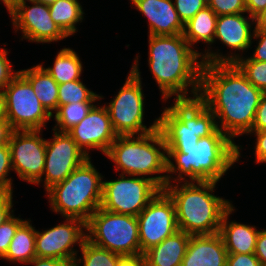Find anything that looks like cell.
<instances>
[{
  "instance_id": "23",
  "label": "cell",
  "mask_w": 266,
  "mask_h": 266,
  "mask_svg": "<svg viewBox=\"0 0 266 266\" xmlns=\"http://www.w3.org/2000/svg\"><path fill=\"white\" fill-rule=\"evenodd\" d=\"M205 52L201 54V61L204 65L234 63L253 86L266 92V62L251 60L249 57L246 59L233 52L228 56L213 52L211 49H207Z\"/></svg>"
},
{
  "instance_id": "33",
  "label": "cell",
  "mask_w": 266,
  "mask_h": 266,
  "mask_svg": "<svg viewBox=\"0 0 266 266\" xmlns=\"http://www.w3.org/2000/svg\"><path fill=\"white\" fill-rule=\"evenodd\" d=\"M24 221L25 220L12 215L8 220L0 225V258H3L6 255L17 228Z\"/></svg>"
},
{
  "instance_id": "2",
  "label": "cell",
  "mask_w": 266,
  "mask_h": 266,
  "mask_svg": "<svg viewBox=\"0 0 266 266\" xmlns=\"http://www.w3.org/2000/svg\"><path fill=\"white\" fill-rule=\"evenodd\" d=\"M148 65L164 100L199 97L203 62L201 52L193 50L183 34L149 35ZM199 60V61H198ZM191 87L192 97H188Z\"/></svg>"
},
{
  "instance_id": "14",
  "label": "cell",
  "mask_w": 266,
  "mask_h": 266,
  "mask_svg": "<svg viewBox=\"0 0 266 266\" xmlns=\"http://www.w3.org/2000/svg\"><path fill=\"white\" fill-rule=\"evenodd\" d=\"M65 219L63 224L43 232L36 230V257L61 259L73 265L78 254L73 247L78 244L80 248L87 239L86 223L77 218Z\"/></svg>"
},
{
  "instance_id": "30",
  "label": "cell",
  "mask_w": 266,
  "mask_h": 266,
  "mask_svg": "<svg viewBox=\"0 0 266 266\" xmlns=\"http://www.w3.org/2000/svg\"><path fill=\"white\" fill-rule=\"evenodd\" d=\"M82 256L75 259L72 266H117L118 260L122 257L119 254L92 244L87 239L80 247Z\"/></svg>"
},
{
  "instance_id": "40",
  "label": "cell",
  "mask_w": 266,
  "mask_h": 266,
  "mask_svg": "<svg viewBox=\"0 0 266 266\" xmlns=\"http://www.w3.org/2000/svg\"><path fill=\"white\" fill-rule=\"evenodd\" d=\"M266 130V92L261 96L251 131Z\"/></svg>"
},
{
  "instance_id": "16",
  "label": "cell",
  "mask_w": 266,
  "mask_h": 266,
  "mask_svg": "<svg viewBox=\"0 0 266 266\" xmlns=\"http://www.w3.org/2000/svg\"><path fill=\"white\" fill-rule=\"evenodd\" d=\"M53 131L52 140H46L43 171L46 192L64 181L77 167L90 158L67 132Z\"/></svg>"
},
{
  "instance_id": "46",
  "label": "cell",
  "mask_w": 266,
  "mask_h": 266,
  "mask_svg": "<svg viewBox=\"0 0 266 266\" xmlns=\"http://www.w3.org/2000/svg\"><path fill=\"white\" fill-rule=\"evenodd\" d=\"M246 10L250 16L255 17L266 9V0H244Z\"/></svg>"
},
{
  "instance_id": "29",
  "label": "cell",
  "mask_w": 266,
  "mask_h": 266,
  "mask_svg": "<svg viewBox=\"0 0 266 266\" xmlns=\"http://www.w3.org/2000/svg\"><path fill=\"white\" fill-rule=\"evenodd\" d=\"M93 106V102H79L60 106L54 113L55 115H52L56 121L53 130L68 132L87 116Z\"/></svg>"
},
{
  "instance_id": "44",
  "label": "cell",
  "mask_w": 266,
  "mask_h": 266,
  "mask_svg": "<svg viewBox=\"0 0 266 266\" xmlns=\"http://www.w3.org/2000/svg\"><path fill=\"white\" fill-rule=\"evenodd\" d=\"M13 131L14 129L5 117L0 120V147L9 144Z\"/></svg>"
},
{
  "instance_id": "42",
  "label": "cell",
  "mask_w": 266,
  "mask_h": 266,
  "mask_svg": "<svg viewBox=\"0 0 266 266\" xmlns=\"http://www.w3.org/2000/svg\"><path fill=\"white\" fill-rule=\"evenodd\" d=\"M255 256L262 266H266V229L260 230L256 239Z\"/></svg>"
},
{
  "instance_id": "25",
  "label": "cell",
  "mask_w": 266,
  "mask_h": 266,
  "mask_svg": "<svg viewBox=\"0 0 266 266\" xmlns=\"http://www.w3.org/2000/svg\"><path fill=\"white\" fill-rule=\"evenodd\" d=\"M217 18V14L206 6L184 24L183 36L191 47L199 41L208 45L214 43Z\"/></svg>"
},
{
  "instance_id": "3",
  "label": "cell",
  "mask_w": 266,
  "mask_h": 266,
  "mask_svg": "<svg viewBox=\"0 0 266 266\" xmlns=\"http://www.w3.org/2000/svg\"><path fill=\"white\" fill-rule=\"evenodd\" d=\"M239 145H236L225 133L217 129L213 134L200 138L197 146L191 148H166L167 182L173 181H217L238 162ZM172 158V159H171ZM171 160L175 161L172 162ZM178 176L173 178L170 174ZM189 179H185V177ZM173 178V179H172ZM171 179V180H170ZM183 180V181H182Z\"/></svg>"
},
{
  "instance_id": "27",
  "label": "cell",
  "mask_w": 266,
  "mask_h": 266,
  "mask_svg": "<svg viewBox=\"0 0 266 266\" xmlns=\"http://www.w3.org/2000/svg\"><path fill=\"white\" fill-rule=\"evenodd\" d=\"M51 19L69 37L77 31L76 24L83 20V8L78 0H56L48 5Z\"/></svg>"
},
{
  "instance_id": "26",
  "label": "cell",
  "mask_w": 266,
  "mask_h": 266,
  "mask_svg": "<svg viewBox=\"0 0 266 266\" xmlns=\"http://www.w3.org/2000/svg\"><path fill=\"white\" fill-rule=\"evenodd\" d=\"M35 227L25 220L16 230L11 240L9 249L3 259L12 263L19 262L22 264L30 262L36 257L35 252Z\"/></svg>"
},
{
  "instance_id": "15",
  "label": "cell",
  "mask_w": 266,
  "mask_h": 266,
  "mask_svg": "<svg viewBox=\"0 0 266 266\" xmlns=\"http://www.w3.org/2000/svg\"><path fill=\"white\" fill-rule=\"evenodd\" d=\"M27 1L33 5H27ZM8 12L15 30L22 31V39L51 43L68 37L51 19L49 6L42 2L18 0Z\"/></svg>"
},
{
  "instance_id": "6",
  "label": "cell",
  "mask_w": 266,
  "mask_h": 266,
  "mask_svg": "<svg viewBox=\"0 0 266 266\" xmlns=\"http://www.w3.org/2000/svg\"><path fill=\"white\" fill-rule=\"evenodd\" d=\"M90 159L46 192L53 212L62 214L64 218H77L87 223L101 206L103 176Z\"/></svg>"
},
{
  "instance_id": "41",
  "label": "cell",
  "mask_w": 266,
  "mask_h": 266,
  "mask_svg": "<svg viewBox=\"0 0 266 266\" xmlns=\"http://www.w3.org/2000/svg\"><path fill=\"white\" fill-rule=\"evenodd\" d=\"M13 193H0V225L8 220L13 214Z\"/></svg>"
},
{
  "instance_id": "10",
  "label": "cell",
  "mask_w": 266,
  "mask_h": 266,
  "mask_svg": "<svg viewBox=\"0 0 266 266\" xmlns=\"http://www.w3.org/2000/svg\"><path fill=\"white\" fill-rule=\"evenodd\" d=\"M2 94L4 117L14 130H41L52 116L44 109L31 84L18 74Z\"/></svg>"
},
{
  "instance_id": "22",
  "label": "cell",
  "mask_w": 266,
  "mask_h": 266,
  "mask_svg": "<svg viewBox=\"0 0 266 266\" xmlns=\"http://www.w3.org/2000/svg\"><path fill=\"white\" fill-rule=\"evenodd\" d=\"M189 234L178 230L160 244L143 253L147 266H181L190 240Z\"/></svg>"
},
{
  "instance_id": "24",
  "label": "cell",
  "mask_w": 266,
  "mask_h": 266,
  "mask_svg": "<svg viewBox=\"0 0 266 266\" xmlns=\"http://www.w3.org/2000/svg\"><path fill=\"white\" fill-rule=\"evenodd\" d=\"M18 72L31 84L41 105L52 116V111L58 110L59 84L42 64Z\"/></svg>"
},
{
  "instance_id": "45",
  "label": "cell",
  "mask_w": 266,
  "mask_h": 266,
  "mask_svg": "<svg viewBox=\"0 0 266 266\" xmlns=\"http://www.w3.org/2000/svg\"><path fill=\"white\" fill-rule=\"evenodd\" d=\"M117 266H147L143 254L134 256H122L117 263Z\"/></svg>"
},
{
  "instance_id": "7",
  "label": "cell",
  "mask_w": 266,
  "mask_h": 266,
  "mask_svg": "<svg viewBox=\"0 0 266 266\" xmlns=\"http://www.w3.org/2000/svg\"><path fill=\"white\" fill-rule=\"evenodd\" d=\"M166 148H191L200 138L213 134L217 129L214 114L199 98L174 99L170 107L158 118Z\"/></svg>"
},
{
  "instance_id": "4",
  "label": "cell",
  "mask_w": 266,
  "mask_h": 266,
  "mask_svg": "<svg viewBox=\"0 0 266 266\" xmlns=\"http://www.w3.org/2000/svg\"><path fill=\"white\" fill-rule=\"evenodd\" d=\"M179 184H166L163 189L174 202L178 229L189 235L219 233L222 217L232 204L212 194L217 181Z\"/></svg>"
},
{
  "instance_id": "1",
  "label": "cell",
  "mask_w": 266,
  "mask_h": 266,
  "mask_svg": "<svg viewBox=\"0 0 266 266\" xmlns=\"http://www.w3.org/2000/svg\"><path fill=\"white\" fill-rule=\"evenodd\" d=\"M263 93L234 63L203 65L199 98L218 120V129L232 141L251 132Z\"/></svg>"
},
{
  "instance_id": "18",
  "label": "cell",
  "mask_w": 266,
  "mask_h": 266,
  "mask_svg": "<svg viewBox=\"0 0 266 266\" xmlns=\"http://www.w3.org/2000/svg\"><path fill=\"white\" fill-rule=\"evenodd\" d=\"M149 22V35L183 34L180 21L172 0H130Z\"/></svg>"
},
{
  "instance_id": "28",
  "label": "cell",
  "mask_w": 266,
  "mask_h": 266,
  "mask_svg": "<svg viewBox=\"0 0 266 266\" xmlns=\"http://www.w3.org/2000/svg\"><path fill=\"white\" fill-rule=\"evenodd\" d=\"M59 85L62 83L80 80L82 62L73 49L63 48L58 52L52 67H43Z\"/></svg>"
},
{
  "instance_id": "9",
  "label": "cell",
  "mask_w": 266,
  "mask_h": 266,
  "mask_svg": "<svg viewBox=\"0 0 266 266\" xmlns=\"http://www.w3.org/2000/svg\"><path fill=\"white\" fill-rule=\"evenodd\" d=\"M138 55L118 94L105 106L118 136L144 135L158 129V118L147 128L144 120V94Z\"/></svg>"
},
{
  "instance_id": "8",
  "label": "cell",
  "mask_w": 266,
  "mask_h": 266,
  "mask_svg": "<svg viewBox=\"0 0 266 266\" xmlns=\"http://www.w3.org/2000/svg\"><path fill=\"white\" fill-rule=\"evenodd\" d=\"M87 240L121 256L141 254L136 216L98 208L86 223Z\"/></svg>"
},
{
  "instance_id": "50",
  "label": "cell",
  "mask_w": 266,
  "mask_h": 266,
  "mask_svg": "<svg viewBox=\"0 0 266 266\" xmlns=\"http://www.w3.org/2000/svg\"><path fill=\"white\" fill-rule=\"evenodd\" d=\"M32 1L42 2L46 5H50V4L54 3L56 0H32Z\"/></svg>"
},
{
  "instance_id": "37",
  "label": "cell",
  "mask_w": 266,
  "mask_h": 266,
  "mask_svg": "<svg viewBox=\"0 0 266 266\" xmlns=\"http://www.w3.org/2000/svg\"><path fill=\"white\" fill-rule=\"evenodd\" d=\"M226 266H262L254 253H228Z\"/></svg>"
},
{
  "instance_id": "17",
  "label": "cell",
  "mask_w": 266,
  "mask_h": 266,
  "mask_svg": "<svg viewBox=\"0 0 266 266\" xmlns=\"http://www.w3.org/2000/svg\"><path fill=\"white\" fill-rule=\"evenodd\" d=\"M67 133L89 157V149H98L106 154L118 136L114 132L105 105H94L87 116Z\"/></svg>"
},
{
  "instance_id": "43",
  "label": "cell",
  "mask_w": 266,
  "mask_h": 266,
  "mask_svg": "<svg viewBox=\"0 0 266 266\" xmlns=\"http://www.w3.org/2000/svg\"><path fill=\"white\" fill-rule=\"evenodd\" d=\"M25 264H32L33 266H72L69 262L61 259L40 257H35Z\"/></svg>"
},
{
  "instance_id": "49",
  "label": "cell",
  "mask_w": 266,
  "mask_h": 266,
  "mask_svg": "<svg viewBox=\"0 0 266 266\" xmlns=\"http://www.w3.org/2000/svg\"><path fill=\"white\" fill-rule=\"evenodd\" d=\"M4 118V110H3V98L2 94L0 93V120Z\"/></svg>"
},
{
  "instance_id": "32",
  "label": "cell",
  "mask_w": 266,
  "mask_h": 266,
  "mask_svg": "<svg viewBox=\"0 0 266 266\" xmlns=\"http://www.w3.org/2000/svg\"><path fill=\"white\" fill-rule=\"evenodd\" d=\"M12 169L9 144L0 147V193H13L12 179L8 174Z\"/></svg>"
},
{
  "instance_id": "21",
  "label": "cell",
  "mask_w": 266,
  "mask_h": 266,
  "mask_svg": "<svg viewBox=\"0 0 266 266\" xmlns=\"http://www.w3.org/2000/svg\"><path fill=\"white\" fill-rule=\"evenodd\" d=\"M232 205L223 215L219 234L221 235L228 253H255L256 239L259 230L255 226L229 222V216L234 212Z\"/></svg>"
},
{
  "instance_id": "48",
  "label": "cell",
  "mask_w": 266,
  "mask_h": 266,
  "mask_svg": "<svg viewBox=\"0 0 266 266\" xmlns=\"http://www.w3.org/2000/svg\"><path fill=\"white\" fill-rule=\"evenodd\" d=\"M7 8V11L18 1V0H0Z\"/></svg>"
},
{
  "instance_id": "11",
  "label": "cell",
  "mask_w": 266,
  "mask_h": 266,
  "mask_svg": "<svg viewBox=\"0 0 266 266\" xmlns=\"http://www.w3.org/2000/svg\"><path fill=\"white\" fill-rule=\"evenodd\" d=\"M119 175L120 179L103 181L100 208L137 217L161 189L146 177Z\"/></svg>"
},
{
  "instance_id": "5",
  "label": "cell",
  "mask_w": 266,
  "mask_h": 266,
  "mask_svg": "<svg viewBox=\"0 0 266 266\" xmlns=\"http://www.w3.org/2000/svg\"><path fill=\"white\" fill-rule=\"evenodd\" d=\"M166 150L158 128L144 135L117 136L105 155L116 164V171L146 177L163 190L167 182ZM160 173L163 175H158ZM153 174L158 176L152 177Z\"/></svg>"
},
{
  "instance_id": "35",
  "label": "cell",
  "mask_w": 266,
  "mask_h": 266,
  "mask_svg": "<svg viewBox=\"0 0 266 266\" xmlns=\"http://www.w3.org/2000/svg\"><path fill=\"white\" fill-rule=\"evenodd\" d=\"M207 3L217 16L247 13L244 0H207Z\"/></svg>"
},
{
  "instance_id": "13",
  "label": "cell",
  "mask_w": 266,
  "mask_h": 266,
  "mask_svg": "<svg viewBox=\"0 0 266 266\" xmlns=\"http://www.w3.org/2000/svg\"><path fill=\"white\" fill-rule=\"evenodd\" d=\"M41 130H14L9 147L13 171L23 181L40 185L43 181L46 140Z\"/></svg>"
},
{
  "instance_id": "39",
  "label": "cell",
  "mask_w": 266,
  "mask_h": 266,
  "mask_svg": "<svg viewBox=\"0 0 266 266\" xmlns=\"http://www.w3.org/2000/svg\"><path fill=\"white\" fill-rule=\"evenodd\" d=\"M256 135L255 157L256 163H266V130L251 131Z\"/></svg>"
},
{
  "instance_id": "12",
  "label": "cell",
  "mask_w": 266,
  "mask_h": 266,
  "mask_svg": "<svg viewBox=\"0 0 266 266\" xmlns=\"http://www.w3.org/2000/svg\"><path fill=\"white\" fill-rule=\"evenodd\" d=\"M137 220L141 254L179 230L174 202L164 190L155 195Z\"/></svg>"
},
{
  "instance_id": "31",
  "label": "cell",
  "mask_w": 266,
  "mask_h": 266,
  "mask_svg": "<svg viewBox=\"0 0 266 266\" xmlns=\"http://www.w3.org/2000/svg\"><path fill=\"white\" fill-rule=\"evenodd\" d=\"M103 96L89 90L80 80L70 81L59 85L58 108L65 104L79 102H95Z\"/></svg>"
},
{
  "instance_id": "36",
  "label": "cell",
  "mask_w": 266,
  "mask_h": 266,
  "mask_svg": "<svg viewBox=\"0 0 266 266\" xmlns=\"http://www.w3.org/2000/svg\"><path fill=\"white\" fill-rule=\"evenodd\" d=\"M7 55V49L0 48V93L3 92L4 88L18 74V71L12 70L13 67Z\"/></svg>"
},
{
  "instance_id": "47",
  "label": "cell",
  "mask_w": 266,
  "mask_h": 266,
  "mask_svg": "<svg viewBox=\"0 0 266 266\" xmlns=\"http://www.w3.org/2000/svg\"><path fill=\"white\" fill-rule=\"evenodd\" d=\"M254 29L266 30V9L254 17Z\"/></svg>"
},
{
  "instance_id": "38",
  "label": "cell",
  "mask_w": 266,
  "mask_h": 266,
  "mask_svg": "<svg viewBox=\"0 0 266 266\" xmlns=\"http://www.w3.org/2000/svg\"><path fill=\"white\" fill-rule=\"evenodd\" d=\"M253 38H259L258 46L249 58L251 60L266 62V30L254 29Z\"/></svg>"
},
{
  "instance_id": "34",
  "label": "cell",
  "mask_w": 266,
  "mask_h": 266,
  "mask_svg": "<svg viewBox=\"0 0 266 266\" xmlns=\"http://www.w3.org/2000/svg\"><path fill=\"white\" fill-rule=\"evenodd\" d=\"M175 9L180 21L186 24L201 9L208 6L207 0H175Z\"/></svg>"
},
{
  "instance_id": "20",
  "label": "cell",
  "mask_w": 266,
  "mask_h": 266,
  "mask_svg": "<svg viewBox=\"0 0 266 266\" xmlns=\"http://www.w3.org/2000/svg\"><path fill=\"white\" fill-rule=\"evenodd\" d=\"M244 13L220 15L216 22L214 42L217 38L232 50H248L252 44L254 17ZM251 20V21H249ZM253 28V30L251 29ZM252 31V33H251Z\"/></svg>"
},
{
  "instance_id": "19",
  "label": "cell",
  "mask_w": 266,
  "mask_h": 266,
  "mask_svg": "<svg viewBox=\"0 0 266 266\" xmlns=\"http://www.w3.org/2000/svg\"><path fill=\"white\" fill-rule=\"evenodd\" d=\"M227 255L219 233L191 235L181 266H226Z\"/></svg>"
}]
</instances>
